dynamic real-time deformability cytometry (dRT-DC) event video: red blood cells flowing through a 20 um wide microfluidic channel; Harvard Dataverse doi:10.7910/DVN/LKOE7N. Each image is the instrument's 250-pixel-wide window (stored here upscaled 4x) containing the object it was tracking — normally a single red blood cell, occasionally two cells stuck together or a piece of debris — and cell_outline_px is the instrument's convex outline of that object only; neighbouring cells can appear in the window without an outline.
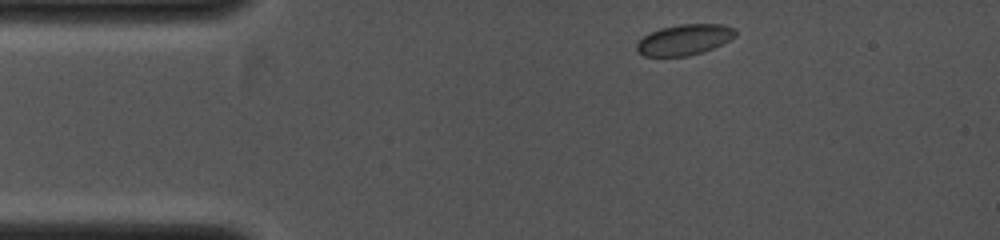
{"species": "common noctule bat (a hibernating species)", "species_latin": "Nyctalus noctula", "temperature_condition": "cold", "stored_images_in_passage": 2, "camera_frame_rate_fps": 4000, "um_per_image_px": 0.085, "animal": {"sex": "female", "body_mass_g": 19.0, "forearm_length_mm": 53.3}, "frame": {"image": 1, "passage_image": 1, "time_ms": 0.0, "image_size_px": [1000, 240], "cell_outline_px": [[736, 36], [704, 52], [688, 56], [644, 56], [636, 52], [636, 44], [644, 36], [660, 28], [680, 24], [724, 24], [736, 28]], "centroid_in_image_um": [58.17, 3.37], "position_along_channel_um": 26.8, "area_um2": 17.69}}